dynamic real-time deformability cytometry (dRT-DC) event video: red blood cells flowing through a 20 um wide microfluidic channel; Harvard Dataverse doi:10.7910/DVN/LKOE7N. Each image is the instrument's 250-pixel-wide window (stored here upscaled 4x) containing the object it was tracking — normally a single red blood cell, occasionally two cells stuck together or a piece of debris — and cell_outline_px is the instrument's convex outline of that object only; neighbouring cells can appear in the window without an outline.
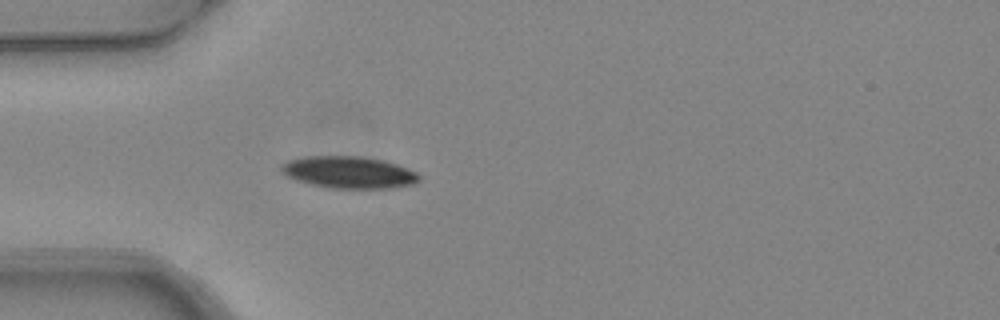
{"species": "common noctule bat (a hibernating species)", "species_latin": "Nyctalus noctula", "temperature_condition": "warm", "stored_images_in_passage": 1, "camera_frame_rate_fps": 3000, "um_per_image_px": 0.085, "animal": {"sex": "female", "body_mass_g": 24.6, "forearm_length_mm": 56.2}, "frame": {"image": 1, "passage_image": 1, "time_ms": 0.0, "image_size_px": [1000, 320], "cell_outline_px": [[420, 180], [412, 184], [392, 188], [328, 188], [308, 184], [296, 180], [280, 172], [280, 164], [288, 160], [304, 156], [360, 156], [384, 160], [408, 168], [416, 172], [420, 176]], "centroid_in_image_um": [29.61, 14.64], "position_along_channel_um": 55.4, "area_um2": 25.89}}